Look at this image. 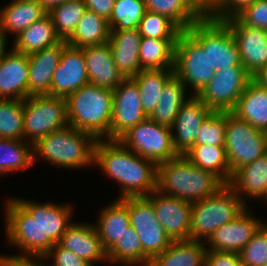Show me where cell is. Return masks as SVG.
<instances>
[{
    "label": "cell",
    "mask_w": 267,
    "mask_h": 266,
    "mask_svg": "<svg viewBox=\"0 0 267 266\" xmlns=\"http://www.w3.org/2000/svg\"><path fill=\"white\" fill-rule=\"evenodd\" d=\"M5 203L6 239L20 248L21 254L0 257L43 258L71 224L73 209L68 204H42L19 198H9Z\"/></svg>",
    "instance_id": "obj_1"
},
{
    "label": "cell",
    "mask_w": 267,
    "mask_h": 266,
    "mask_svg": "<svg viewBox=\"0 0 267 266\" xmlns=\"http://www.w3.org/2000/svg\"><path fill=\"white\" fill-rule=\"evenodd\" d=\"M121 185L119 199L156 191L157 165L126 148L119 140L97 139L94 166Z\"/></svg>",
    "instance_id": "obj_2"
},
{
    "label": "cell",
    "mask_w": 267,
    "mask_h": 266,
    "mask_svg": "<svg viewBox=\"0 0 267 266\" xmlns=\"http://www.w3.org/2000/svg\"><path fill=\"white\" fill-rule=\"evenodd\" d=\"M226 185L210 171L192 164L186 157L157 165L156 191L188 202H196L212 196Z\"/></svg>",
    "instance_id": "obj_3"
},
{
    "label": "cell",
    "mask_w": 267,
    "mask_h": 266,
    "mask_svg": "<svg viewBox=\"0 0 267 266\" xmlns=\"http://www.w3.org/2000/svg\"><path fill=\"white\" fill-rule=\"evenodd\" d=\"M68 124L96 139L110 140L113 90L92 84L81 86L66 98Z\"/></svg>",
    "instance_id": "obj_4"
},
{
    "label": "cell",
    "mask_w": 267,
    "mask_h": 266,
    "mask_svg": "<svg viewBox=\"0 0 267 266\" xmlns=\"http://www.w3.org/2000/svg\"><path fill=\"white\" fill-rule=\"evenodd\" d=\"M97 139L90 133L67 126L40 138L33 145L34 163L42 156L57 167L80 169L94 165Z\"/></svg>",
    "instance_id": "obj_5"
},
{
    "label": "cell",
    "mask_w": 267,
    "mask_h": 266,
    "mask_svg": "<svg viewBox=\"0 0 267 266\" xmlns=\"http://www.w3.org/2000/svg\"><path fill=\"white\" fill-rule=\"evenodd\" d=\"M246 208L227 184L212 196L192 202L190 240L206 241L215 230L234 220Z\"/></svg>",
    "instance_id": "obj_6"
},
{
    "label": "cell",
    "mask_w": 267,
    "mask_h": 266,
    "mask_svg": "<svg viewBox=\"0 0 267 266\" xmlns=\"http://www.w3.org/2000/svg\"><path fill=\"white\" fill-rule=\"evenodd\" d=\"M186 31L203 50H208L209 64L215 71L230 66H243L235 38L223 20L201 17Z\"/></svg>",
    "instance_id": "obj_7"
},
{
    "label": "cell",
    "mask_w": 267,
    "mask_h": 266,
    "mask_svg": "<svg viewBox=\"0 0 267 266\" xmlns=\"http://www.w3.org/2000/svg\"><path fill=\"white\" fill-rule=\"evenodd\" d=\"M68 125L66 98L33 95L24 100V141L34 145L40 138Z\"/></svg>",
    "instance_id": "obj_8"
},
{
    "label": "cell",
    "mask_w": 267,
    "mask_h": 266,
    "mask_svg": "<svg viewBox=\"0 0 267 266\" xmlns=\"http://www.w3.org/2000/svg\"><path fill=\"white\" fill-rule=\"evenodd\" d=\"M225 150L232 174L267 154V132L227 112Z\"/></svg>",
    "instance_id": "obj_9"
},
{
    "label": "cell",
    "mask_w": 267,
    "mask_h": 266,
    "mask_svg": "<svg viewBox=\"0 0 267 266\" xmlns=\"http://www.w3.org/2000/svg\"><path fill=\"white\" fill-rule=\"evenodd\" d=\"M119 141L156 165L179 156L174 149L172 130L147 118L126 132Z\"/></svg>",
    "instance_id": "obj_10"
},
{
    "label": "cell",
    "mask_w": 267,
    "mask_h": 266,
    "mask_svg": "<svg viewBox=\"0 0 267 266\" xmlns=\"http://www.w3.org/2000/svg\"><path fill=\"white\" fill-rule=\"evenodd\" d=\"M215 72L209 64L208 50H203L187 31H182L175 44L174 74L186 88L187 84L192 87V95H197Z\"/></svg>",
    "instance_id": "obj_11"
},
{
    "label": "cell",
    "mask_w": 267,
    "mask_h": 266,
    "mask_svg": "<svg viewBox=\"0 0 267 266\" xmlns=\"http://www.w3.org/2000/svg\"><path fill=\"white\" fill-rule=\"evenodd\" d=\"M253 76L244 66L217 70L197 96L216 112H231Z\"/></svg>",
    "instance_id": "obj_12"
},
{
    "label": "cell",
    "mask_w": 267,
    "mask_h": 266,
    "mask_svg": "<svg viewBox=\"0 0 267 266\" xmlns=\"http://www.w3.org/2000/svg\"><path fill=\"white\" fill-rule=\"evenodd\" d=\"M130 226L137 233L144 253L152 260L172 244L146 196L128 197Z\"/></svg>",
    "instance_id": "obj_13"
},
{
    "label": "cell",
    "mask_w": 267,
    "mask_h": 266,
    "mask_svg": "<svg viewBox=\"0 0 267 266\" xmlns=\"http://www.w3.org/2000/svg\"><path fill=\"white\" fill-rule=\"evenodd\" d=\"M147 118L141 106L137 83L132 78L124 79L113 90L110 140H119L131 128Z\"/></svg>",
    "instance_id": "obj_14"
},
{
    "label": "cell",
    "mask_w": 267,
    "mask_h": 266,
    "mask_svg": "<svg viewBox=\"0 0 267 266\" xmlns=\"http://www.w3.org/2000/svg\"><path fill=\"white\" fill-rule=\"evenodd\" d=\"M155 215L172 241L190 240L192 203L153 191L146 196Z\"/></svg>",
    "instance_id": "obj_15"
},
{
    "label": "cell",
    "mask_w": 267,
    "mask_h": 266,
    "mask_svg": "<svg viewBox=\"0 0 267 266\" xmlns=\"http://www.w3.org/2000/svg\"><path fill=\"white\" fill-rule=\"evenodd\" d=\"M238 46L241 64L253 76L267 65V31L243 25L235 16L223 19Z\"/></svg>",
    "instance_id": "obj_16"
},
{
    "label": "cell",
    "mask_w": 267,
    "mask_h": 266,
    "mask_svg": "<svg viewBox=\"0 0 267 266\" xmlns=\"http://www.w3.org/2000/svg\"><path fill=\"white\" fill-rule=\"evenodd\" d=\"M89 84L83 50L67 44L53 74L50 96L67 98L81 86Z\"/></svg>",
    "instance_id": "obj_17"
},
{
    "label": "cell",
    "mask_w": 267,
    "mask_h": 266,
    "mask_svg": "<svg viewBox=\"0 0 267 266\" xmlns=\"http://www.w3.org/2000/svg\"><path fill=\"white\" fill-rule=\"evenodd\" d=\"M262 220L250 215L247 207L229 223L215 230L206 240L207 251L240 252L264 225Z\"/></svg>",
    "instance_id": "obj_18"
},
{
    "label": "cell",
    "mask_w": 267,
    "mask_h": 266,
    "mask_svg": "<svg viewBox=\"0 0 267 266\" xmlns=\"http://www.w3.org/2000/svg\"><path fill=\"white\" fill-rule=\"evenodd\" d=\"M190 95L180 107L171 127L173 146L179 155L195 145L200 125L213 112L197 95Z\"/></svg>",
    "instance_id": "obj_19"
},
{
    "label": "cell",
    "mask_w": 267,
    "mask_h": 266,
    "mask_svg": "<svg viewBox=\"0 0 267 266\" xmlns=\"http://www.w3.org/2000/svg\"><path fill=\"white\" fill-rule=\"evenodd\" d=\"M29 58L15 51H4L0 58V99L28 98Z\"/></svg>",
    "instance_id": "obj_20"
},
{
    "label": "cell",
    "mask_w": 267,
    "mask_h": 266,
    "mask_svg": "<svg viewBox=\"0 0 267 266\" xmlns=\"http://www.w3.org/2000/svg\"><path fill=\"white\" fill-rule=\"evenodd\" d=\"M82 50L90 84L114 90L125 79L115 65L109 42Z\"/></svg>",
    "instance_id": "obj_21"
},
{
    "label": "cell",
    "mask_w": 267,
    "mask_h": 266,
    "mask_svg": "<svg viewBox=\"0 0 267 266\" xmlns=\"http://www.w3.org/2000/svg\"><path fill=\"white\" fill-rule=\"evenodd\" d=\"M66 45V40H62L51 47L28 55V97L33 95H50L53 74L59 65L61 54Z\"/></svg>",
    "instance_id": "obj_22"
},
{
    "label": "cell",
    "mask_w": 267,
    "mask_h": 266,
    "mask_svg": "<svg viewBox=\"0 0 267 266\" xmlns=\"http://www.w3.org/2000/svg\"><path fill=\"white\" fill-rule=\"evenodd\" d=\"M59 243L92 266L107 261L106 251L93 224L71 223Z\"/></svg>",
    "instance_id": "obj_23"
},
{
    "label": "cell",
    "mask_w": 267,
    "mask_h": 266,
    "mask_svg": "<svg viewBox=\"0 0 267 266\" xmlns=\"http://www.w3.org/2000/svg\"><path fill=\"white\" fill-rule=\"evenodd\" d=\"M246 205L245 197L267 200V154L232 173L227 184ZM245 196V197H244Z\"/></svg>",
    "instance_id": "obj_24"
},
{
    "label": "cell",
    "mask_w": 267,
    "mask_h": 266,
    "mask_svg": "<svg viewBox=\"0 0 267 266\" xmlns=\"http://www.w3.org/2000/svg\"><path fill=\"white\" fill-rule=\"evenodd\" d=\"M142 36L137 28L111 31L109 44L116 67L125 79L134 78L140 71L139 48Z\"/></svg>",
    "instance_id": "obj_25"
},
{
    "label": "cell",
    "mask_w": 267,
    "mask_h": 266,
    "mask_svg": "<svg viewBox=\"0 0 267 266\" xmlns=\"http://www.w3.org/2000/svg\"><path fill=\"white\" fill-rule=\"evenodd\" d=\"M47 14L39 1L12 0L0 10V35L5 40L9 32L17 37Z\"/></svg>",
    "instance_id": "obj_26"
},
{
    "label": "cell",
    "mask_w": 267,
    "mask_h": 266,
    "mask_svg": "<svg viewBox=\"0 0 267 266\" xmlns=\"http://www.w3.org/2000/svg\"><path fill=\"white\" fill-rule=\"evenodd\" d=\"M231 113L254 128L267 132V88L252 79Z\"/></svg>",
    "instance_id": "obj_27"
},
{
    "label": "cell",
    "mask_w": 267,
    "mask_h": 266,
    "mask_svg": "<svg viewBox=\"0 0 267 266\" xmlns=\"http://www.w3.org/2000/svg\"><path fill=\"white\" fill-rule=\"evenodd\" d=\"M98 223L94 225L100 238L102 247L107 251L130 226L128 213V197L117 199L109 206L100 210Z\"/></svg>",
    "instance_id": "obj_28"
},
{
    "label": "cell",
    "mask_w": 267,
    "mask_h": 266,
    "mask_svg": "<svg viewBox=\"0 0 267 266\" xmlns=\"http://www.w3.org/2000/svg\"><path fill=\"white\" fill-rule=\"evenodd\" d=\"M61 41L51 17L47 14L15 37L12 48L17 52L30 55Z\"/></svg>",
    "instance_id": "obj_29"
},
{
    "label": "cell",
    "mask_w": 267,
    "mask_h": 266,
    "mask_svg": "<svg viewBox=\"0 0 267 266\" xmlns=\"http://www.w3.org/2000/svg\"><path fill=\"white\" fill-rule=\"evenodd\" d=\"M207 243L196 240L173 241L149 266H204Z\"/></svg>",
    "instance_id": "obj_30"
},
{
    "label": "cell",
    "mask_w": 267,
    "mask_h": 266,
    "mask_svg": "<svg viewBox=\"0 0 267 266\" xmlns=\"http://www.w3.org/2000/svg\"><path fill=\"white\" fill-rule=\"evenodd\" d=\"M161 97L153 112L148 116L158 124L172 127L186 97V86L174 74L163 86Z\"/></svg>",
    "instance_id": "obj_31"
},
{
    "label": "cell",
    "mask_w": 267,
    "mask_h": 266,
    "mask_svg": "<svg viewBox=\"0 0 267 266\" xmlns=\"http://www.w3.org/2000/svg\"><path fill=\"white\" fill-rule=\"evenodd\" d=\"M110 34L109 22L93 11L86 9L75 31L66 42L69 45L80 48L99 45L109 42Z\"/></svg>",
    "instance_id": "obj_32"
},
{
    "label": "cell",
    "mask_w": 267,
    "mask_h": 266,
    "mask_svg": "<svg viewBox=\"0 0 267 266\" xmlns=\"http://www.w3.org/2000/svg\"><path fill=\"white\" fill-rule=\"evenodd\" d=\"M183 156L201 169L214 173L225 184L229 183L232 174L225 146L193 145Z\"/></svg>",
    "instance_id": "obj_33"
},
{
    "label": "cell",
    "mask_w": 267,
    "mask_h": 266,
    "mask_svg": "<svg viewBox=\"0 0 267 266\" xmlns=\"http://www.w3.org/2000/svg\"><path fill=\"white\" fill-rule=\"evenodd\" d=\"M177 39H141L139 60L141 70L174 69Z\"/></svg>",
    "instance_id": "obj_34"
},
{
    "label": "cell",
    "mask_w": 267,
    "mask_h": 266,
    "mask_svg": "<svg viewBox=\"0 0 267 266\" xmlns=\"http://www.w3.org/2000/svg\"><path fill=\"white\" fill-rule=\"evenodd\" d=\"M106 256L109 262L122 263L125 266H149L151 262L144 253L136 230L132 226L127 227V231L116 239L106 251Z\"/></svg>",
    "instance_id": "obj_35"
},
{
    "label": "cell",
    "mask_w": 267,
    "mask_h": 266,
    "mask_svg": "<svg viewBox=\"0 0 267 266\" xmlns=\"http://www.w3.org/2000/svg\"><path fill=\"white\" fill-rule=\"evenodd\" d=\"M174 75V69L141 70L132 78L138 86L141 106L149 116L161 97L165 83Z\"/></svg>",
    "instance_id": "obj_36"
},
{
    "label": "cell",
    "mask_w": 267,
    "mask_h": 266,
    "mask_svg": "<svg viewBox=\"0 0 267 266\" xmlns=\"http://www.w3.org/2000/svg\"><path fill=\"white\" fill-rule=\"evenodd\" d=\"M24 140L0 138V175L24 170L34 164L33 144Z\"/></svg>",
    "instance_id": "obj_37"
},
{
    "label": "cell",
    "mask_w": 267,
    "mask_h": 266,
    "mask_svg": "<svg viewBox=\"0 0 267 266\" xmlns=\"http://www.w3.org/2000/svg\"><path fill=\"white\" fill-rule=\"evenodd\" d=\"M146 10L166 16L182 31L188 30L201 16L185 0H144Z\"/></svg>",
    "instance_id": "obj_38"
},
{
    "label": "cell",
    "mask_w": 267,
    "mask_h": 266,
    "mask_svg": "<svg viewBox=\"0 0 267 266\" xmlns=\"http://www.w3.org/2000/svg\"><path fill=\"white\" fill-rule=\"evenodd\" d=\"M24 100L0 99V138L24 140Z\"/></svg>",
    "instance_id": "obj_39"
},
{
    "label": "cell",
    "mask_w": 267,
    "mask_h": 266,
    "mask_svg": "<svg viewBox=\"0 0 267 266\" xmlns=\"http://www.w3.org/2000/svg\"><path fill=\"white\" fill-rule=\"evenodd\" d=\"M85 10L84 0H71L48 13L62 40H67L73 34Z\"/></svg>",
    "instance_id": "obj_40"
},
{
    "label": "cell",
    "mask_w": 267,
    "mask_h": 266,
    "mask_svg": "<svg viewBox=\"0 0 267 266\" xmlns=\"http://www.w3.org/2000/svg\"><path fill=\"white\" fill-rule=\"evenodd\" d=\"M146 11L144 0H115L108 20L111 31L135 29Z\"/></svg>",
    "instance_id": "obj_41"
},
{
    "label": "cell",
    "mask_w": 267,
    "mask_h": 266,
    "mask_svg": "<svg viewBox=\"0 0 267 266\" xmlns=\"http://www.w3.org/2000/svg\"><path fill=\"white\" fill-rule=\"evenodd\" d=\"M142 38L178 39L182 30L166 16L145 11L137 27Z\"/></svg>",
    "instance_id": "obj_42"
},
{
    "label": "cell",
    "mask_w": 267,
    "mask_h": 266,
    "mask_svg": "<svg viewBox=\"0 0 267 266\" xmlns=\"http://www.w3.org/2000/svg\"><path fill=\"white\" fill-rule=\"evenodd\" d=\"M227 112L213 111L200 125L195 145L225 146Z\"/></svg>",
    "instance_id": "obj_43"
},
{
    "label": "cell",
    "mask_w": 267,
    "mask_h": 266,
    "mask_svg": "<svg viewBox=\"0 0 267 266\" xmlns=\"http://www.w3.org/2000/svg\"><path fill=\"white\" fill-rule=\"evenodd\" d=\"M267 223H265L239 252L242 266L267 264Z\"/></svg>",
    "instance_id": "obj_44"
},
{
    "label": "cell",
    "mask_w": 267,
    "mask_h": 266,
    "mask_svg": "<svg viewBox=\"0 0 267 266\" xmlns=\"http://www.w3.org/2000/svg\"><path fill=\"white\" fill-rule=\"evenodd\" d=\"M235 17L243 25L267 31V0H255L238 12Z\"/></svg>",
    "instance_id": "obj_45"
},
{
    "label": "cell",
    "mask_w": 267,
    "mask_h": 266,
    "mask_svg": "<svg viewBox=\"0 0 267 266\" xmlns=\"http://www.w3.org/2000/svg\"><path fill=\"white\" fill-rule=\"evenodd\" d=\"M48 258L54 261L52 262L53 264L51 263L48 266H92L60 243H56L43 258H36V260L40 262L41 260L44 261V259L46 261Z\"/></svg>",
    "instance_id": "obj_46"
},
{
    "label": "cell",
    "mask_w": 267,
    "mask_h": 266,
    "mask_svg": "<svg viewBox=\"0 0 267 266\" xmlns=\"http://www.w3.org/2000/svg\"><path fill=\"white\" fill-rule=\"evenodd\" d=\"M204 266H242L238 252L207 251Z\"/></svg>",
    "instance_id": "obj_47"
},
{
    "label": "cell",
    "mask_w": 267,
    "mask_h": 266,
    "mask_svg": "<svg viewBox=\"0 0 267 266\" xmlns=\"http://www.w3.org/2000/svg\"><path fill=\"white\" fill-rule=\"evenodd\" d=\"M255 0H217L214 18L227 19L234 17L238 12Z\"/></svg>",
    "instance_id": "obj_48"
},
{
    "label": "cell",
    "mask_w": 267,
    "mask_h": 266,
    "mask_svg": "<svg viewBox=\"0 0 267 266\" xmlns=\"http://www.w3.org/2000/svg\"><path fill=\"white\" fill-rule=\"evenodd\" d=\"M87 10L93 11L107 21L112 15L115 0H84Z\"/></svg>",
    "instance_id": "obj_49"
},
{
    "label": "cell",
    "mask_w": 267,
    "mask_h": 266,
    "mask_svg": "<svg viewBox=\"0 0 267 266\" xmlns=\"http://www.w3.org/2000/svg\"><path fill=\"white\" fill-rule=\"evenodd\" d=\"M201 17H214L217 0H185Z\"/></svg>",
    "instance_id": "obj_50"
},
{
    "label": "cell",
    "mask_w": 267,
    "mask_h": 266,
    "mask_svg": "<svg viewBox=\"0 0 267 266\" xmlns=\"http://www.w3.org/2000/svg\"><path fill=\"white\" fill-rule=\"evenodd\" d=\"M36 258L0 257V266H48L35 260Z\"/></svg>",
    "instance_id": "obj_51"
},
{
    "label": "cell",
    "mask_w": 267,
    "mask_h": 266,
    "mask_svg": "<svg viewBox=\"0 0 267 266\" xmlns=\"http://www.w3.org/2000/svg\"><path fill=\"white\" fill-rule=\"evenodd\" d=\"M253 80L260 86L267 88V65L262 67L255 75H253Z\"/></svg>",
    "instance_id": "obj_52"
},
{
    "label": "cell",
    "mask_w": 267,
    "mask_h": 266,
    "mask_svg": "<svg viewBox=\"0 0 267 266\" xmlns=\"http://www.w3.org/2000/svg\"><path fill=\"white\" fill-rule=\"evenodd\" d=\"M71 0H39L40 4L42 5L43 9L49 13L53 8L58 7Z\"/></svg>",
    "instance_id": "obj_53"
},
{
    "label": "cell",
    "mask_w": 267,
    "mask_h": 266,
    "mask_svg": "<svg viewBox=\"0 0 267 266\" xmlns=\"http://www.w3.org/2000/svg\"><path fill=\"white\" fill-rule=\"evenodd\" d=\"M6 40L0 35V58L6 49Z\"/></svg>",
    "instance_id": "obj_54"
}]
</instances>
